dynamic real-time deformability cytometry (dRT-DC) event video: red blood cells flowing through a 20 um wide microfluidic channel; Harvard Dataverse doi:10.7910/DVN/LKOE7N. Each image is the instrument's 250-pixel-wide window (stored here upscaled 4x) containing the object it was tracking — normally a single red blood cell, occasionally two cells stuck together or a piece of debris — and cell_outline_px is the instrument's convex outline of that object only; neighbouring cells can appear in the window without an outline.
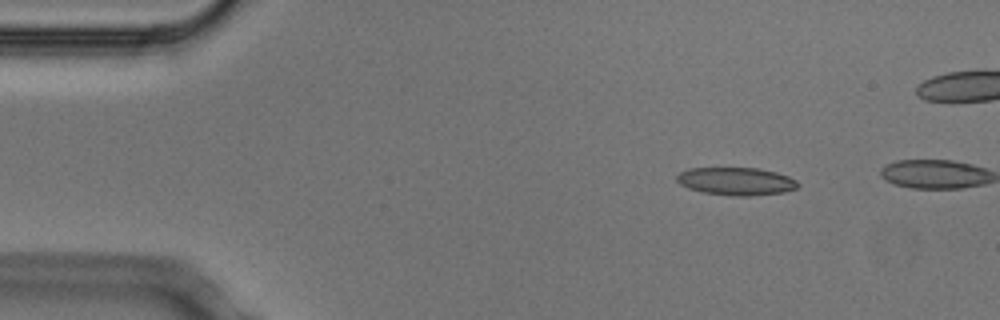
{"species": "Egyptian fruit bat (a non-hibernating species)", "species_latin": "Rousettus aegyptiacus", "temperature_condition": "cold", "stored_images_in_passage": 3, "camera_frame_rate_fps": 3000, "um_per_image_px": 0.085, "animal": {"sex": "male"}, "frame": {"image": 1, "passage_image": 1, "time_ms": 0.0, "image_size_px": [1000, 320], "cell_outline_px": [[800, 184], [796, 188], [784, 192], [748, 196], [732, 196], [704, 192], [688, 188], [680, 184], [676, 180], [676, 176], [680, 172], [688, 168], [760, 168], [776, 172], [788, 176], [796, 180]], "centroid_in_image_um": [62.57, 15.4], "position_along_channel_um": 22.4, "area_um2": 19.65}}